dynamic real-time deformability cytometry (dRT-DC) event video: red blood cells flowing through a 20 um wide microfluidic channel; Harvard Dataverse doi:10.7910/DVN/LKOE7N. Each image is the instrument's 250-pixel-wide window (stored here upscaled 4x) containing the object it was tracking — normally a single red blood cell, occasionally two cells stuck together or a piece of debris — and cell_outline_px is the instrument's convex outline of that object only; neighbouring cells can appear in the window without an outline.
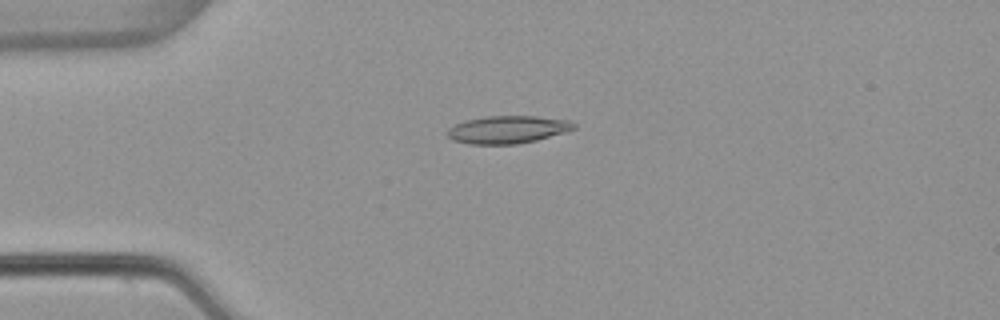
{"species": "common noctule bat (a hibernating species)", "species_latin": "Nyctalus noctula", "temperature_condition": "warm", "stored_images_in_passage": 53, "camera_frame_rate_fps": 3000, "um_per_image_px": 0.085, "animal": {"sex": "female", "body_mass_g": 22.7, "forearm_length_mm": 54.2}, "frame": {"image": 1, "passage_image": 13, "time_ms": 4.0, "image_size_px": [1000, 320], "cell_outline_px": [[576, 128], [564, 132], [536, 140], [516, 144], [468, 144], [452, 140], [444, 132], [448, 128], [464, 120], [484, 116], [536, 116], [568, 120], [576, 124]], "centroid_in_image_um": [43.1, 11.01], "position_along_channel_um": 41.9, "area_um2": 20.46}}
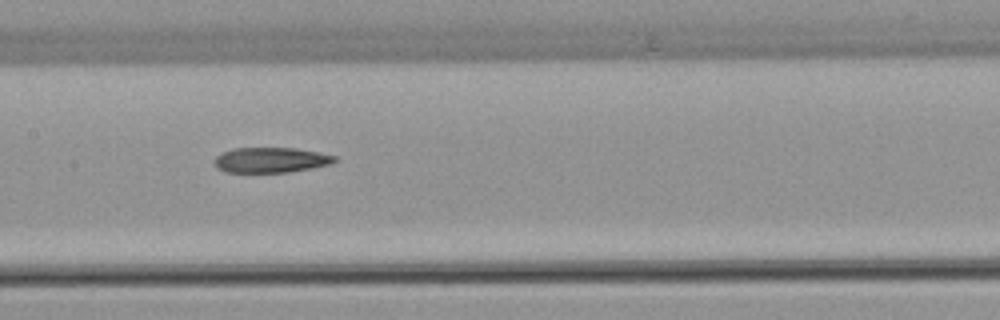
{"frame": {"image": 2, "passage_image": 26, "time_ms": 8.333, "image_size_px": [1000, 320], "cell_outline_px": [[336, 160], [332, 164], [312, 168], [288, 172], [224, 172], [216, 168], [212, 160], [220, 152], [232, 148], [296, 148], [320, 152], [336, 156]], "centroid_in_image_um": [22.98, 13.59], "position_along_channel_um": 184.4, "area_um2": 17.98}}
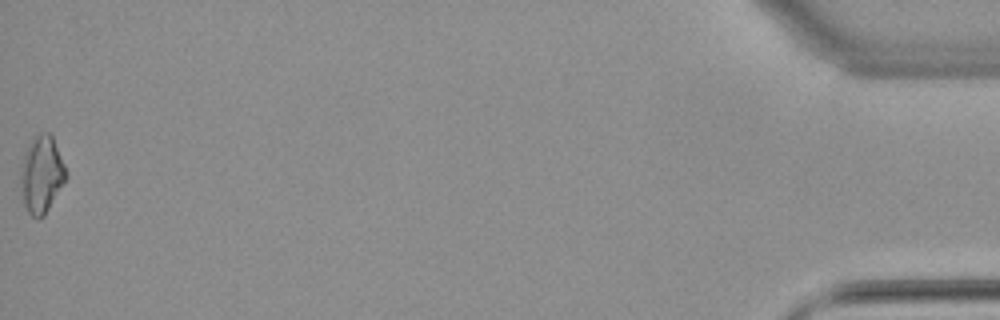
{"frame": {"image": 3, "passage_image": 53, "time_ms": 17.333, "image_size_px": [1000, 320], "cell_outline_px": [[68, 176], [44, 216], [36, 220], [28, 212], [24, 204], [20, 184], [20, 168], [24, 152], [32, 136], [40, 132], [48, 132], [52, 136], [68, 172]], "centroid_in_image_um": [3.52, 14.81], "position_along_channel_um": 431.7, "area_um2": 20.69}, "authors_computed_cell_mechanics": {"area_um2": 18.9584, "velocity_mm_per_s": 3.8685, "shape_relaxation_time_tau1_ms": null, "shape_relaxation_time_tau2_ms": 9.7442, "deformation_change_tau1": null, "deformation_change_tau2": 0.2624}}